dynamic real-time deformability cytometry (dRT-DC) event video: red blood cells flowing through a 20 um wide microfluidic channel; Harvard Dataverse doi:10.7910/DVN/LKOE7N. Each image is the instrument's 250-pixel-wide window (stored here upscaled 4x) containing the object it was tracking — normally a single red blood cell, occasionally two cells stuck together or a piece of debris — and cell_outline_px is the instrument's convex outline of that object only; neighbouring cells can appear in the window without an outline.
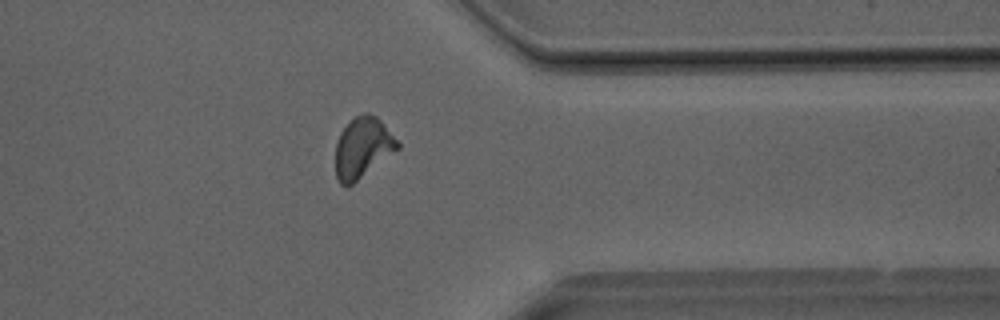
{"species": "Egyptian fruit bat (a non-hibernating species)", "species_latin": "Rousettus aegyptiacus", "temperature_condition": "room temperature", "stored_images_in_passage": 32, "camera_frame_rate_fps": 3000, "um_per_image_px": 0.085, "animal": {"sex": "male"}, "frame": {"image": 1, "passage_image": 27, "time_ms": 8.667, "image_size_px": [1000, 320], "cell_outline_px": [[400, 148], [348, 188], [340, 184], [336, 180], [336, 144], [340, 132], [356, 116], [364, 112], [368, 112], [376, 116], [380, 120], [400, 144]], "centroid_in_image_um": [30.82, 12.59], "position_along_channel_um": 380.6, "area_um2": 21.91}}